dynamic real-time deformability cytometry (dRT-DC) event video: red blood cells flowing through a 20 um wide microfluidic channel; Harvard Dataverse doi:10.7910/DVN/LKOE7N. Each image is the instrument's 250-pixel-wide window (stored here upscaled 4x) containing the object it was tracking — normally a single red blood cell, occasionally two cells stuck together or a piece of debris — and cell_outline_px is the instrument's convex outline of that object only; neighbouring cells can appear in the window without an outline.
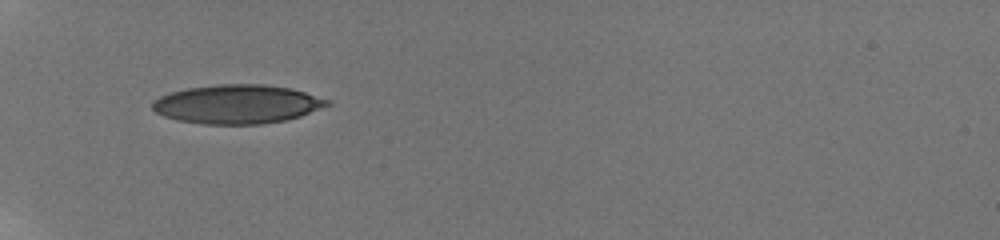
{"species": "human", "species_latin": "Homo sapiens", "temperature_condition": "room temperature", "stored_images_in_passage": 8, "camera_frame_rate_fps": 3000, "um_per_image_px": 0.085, "donor": {"sex": "male"}, "frame": {"image": 1, "passage_image": 1, "time_ms": 0.0, "image_size_px": [1000, 240], "cell_outline_px": [[332, 104], [300, 116], [288, 120], [260, 124], [204, 124], [176, 120], [164, 116], [156, 112], [152, 108], [152, 100], [160, 96], [172, 92], [188, 88], [220, 84], [264, 84], [292, 88], [332, 100]], "centroid_in_image_um": [20.19, 8.85], "position_along_channel_um": 64.8, "area_um2": 39.82}}
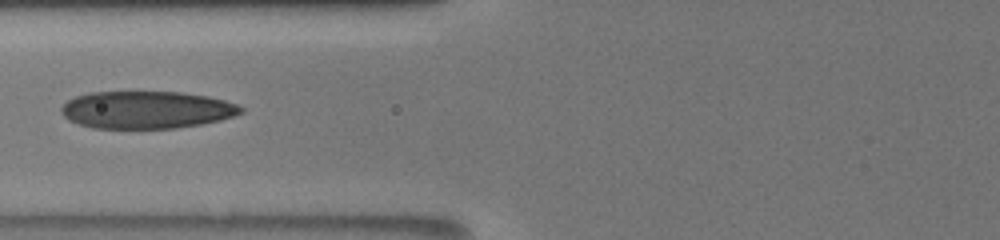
{"frame": {"image": 2, "passage_image": 4, "time_ms": 1.667, "image_size_px": [1000, 240], "cell_outline_px": [[244, 112], [220, 120], [200, 124], [176, 128], [92, 128], [68, 120], [60, 112], [60, 108], [68, 100], [76, 96], [88, 92], [180, 92], [208, 96], [224, 100], [236, 104], [244, 108]], "centroid_in_image_um": [12.44, 9.33], "position_along_channel_um": 113.4, "area_um2": 39.19}}